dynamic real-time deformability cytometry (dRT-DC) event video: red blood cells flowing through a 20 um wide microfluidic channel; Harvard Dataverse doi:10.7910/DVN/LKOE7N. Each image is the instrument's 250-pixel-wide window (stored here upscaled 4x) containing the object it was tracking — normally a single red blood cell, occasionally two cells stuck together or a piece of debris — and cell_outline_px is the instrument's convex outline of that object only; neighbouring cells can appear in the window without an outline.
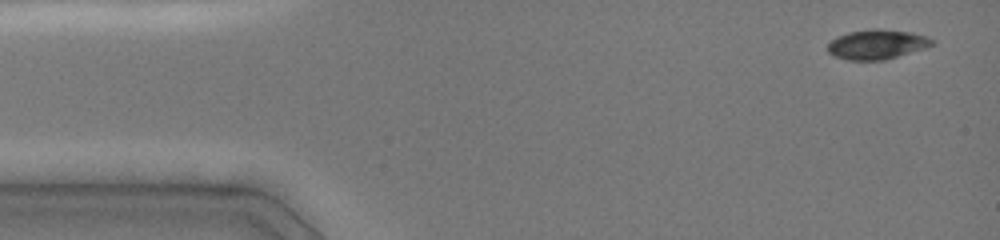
{"species": "common noctule bat (a hibernating species)", "species_latin": "Nyctalus noctula", "temperature_condition": "cold", "stored_images_in_passage": 14, "camera_frame_rate_fps": 3000, "um_per_image_px": 0.085, "animal": {"sex": "female", "body_mass_g": 19.0, "forearm_length_mm": 51.5}, "frame": {"image": 1, "passage_image": 1, "time_ms": 0.0, "image_size_px": [1000, 240], "cell_outline_px": [[936, 44], [924, 48], [884, 60], [848, 60], [832, 56], [828, 52], [828, 44], [836, 36], [848, 32], [872, 28], [876, 28], [912, 32], [928, 36], [936, 40]], "centroid_in_image_um": [74.56, 3.76], "position_along_channel_um": 10.4, "area_um2": 18.26}}
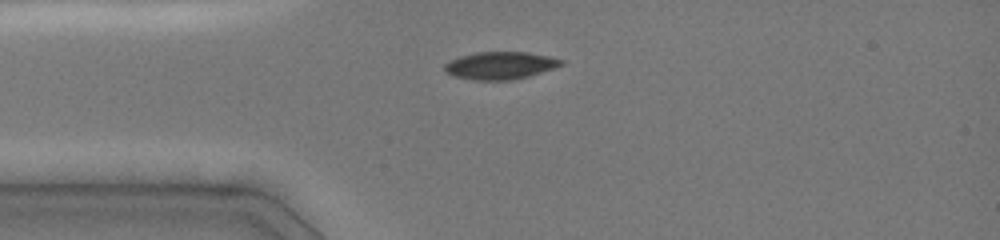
{"frame": {"image": 2, "passage_image": 8, "time_ms": 3.0, "image_size_px": [1000, 240], "cell_outline_px": [[564, 64], [556, 68], [528, 76], [512, 80], [472, 80], [456, 76], [444, 72], [444, 64], [448, 60], [460, 56], [476, 52], [528, 52], [548, 56], [564, 60]], "centroid_in_image_um": [42.51, 5.56], "position_along_channel_um": 42.5, "area_um2": 18.84}}